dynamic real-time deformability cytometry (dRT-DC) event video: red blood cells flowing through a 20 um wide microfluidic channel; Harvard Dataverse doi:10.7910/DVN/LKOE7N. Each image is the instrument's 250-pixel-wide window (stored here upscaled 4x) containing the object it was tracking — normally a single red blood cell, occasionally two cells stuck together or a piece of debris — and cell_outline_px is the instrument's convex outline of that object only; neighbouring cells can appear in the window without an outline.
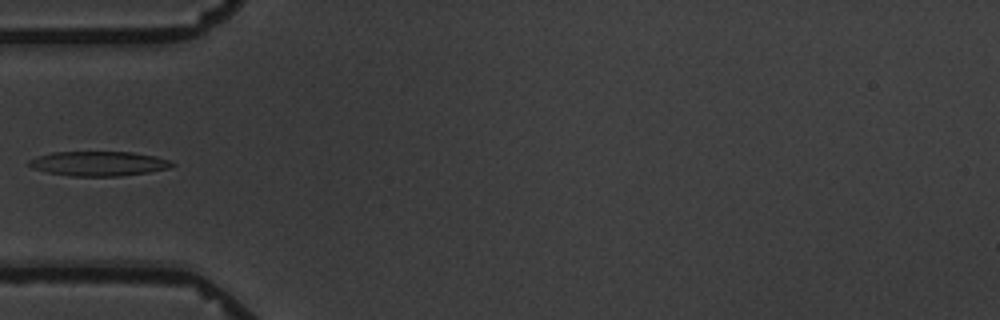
{"species": "common noctule bat (a hibernating species)", "species_latin": "Nyctalus noctula", "temperature_condition": "warm", "stored_images_in_passage": 5, "camera_frame_rate_fps": 3000, "um_per_image_px": 0.085, "animal": {"sex": "male", "body_mass_g": 19.5, "forearm_length_mm": 54.6}, "frame": {"image": 1, "passage_image": 5, "time_ms": 5.667, "image_size_px": [1000, 320], "cell_outline_px": [[176, 164], [168, 168], [148, 172], [120, 176], [72, 176], [48, 172], [32, 168], [28, 164], [28, 160], [36, 156], [52, 152], [132, 152], [156, 156], [168, 160]], "centroid_in_image_um": [8.36, 13.9], "position_along_channel_um": 76.6, "area_um2": 20.46}}